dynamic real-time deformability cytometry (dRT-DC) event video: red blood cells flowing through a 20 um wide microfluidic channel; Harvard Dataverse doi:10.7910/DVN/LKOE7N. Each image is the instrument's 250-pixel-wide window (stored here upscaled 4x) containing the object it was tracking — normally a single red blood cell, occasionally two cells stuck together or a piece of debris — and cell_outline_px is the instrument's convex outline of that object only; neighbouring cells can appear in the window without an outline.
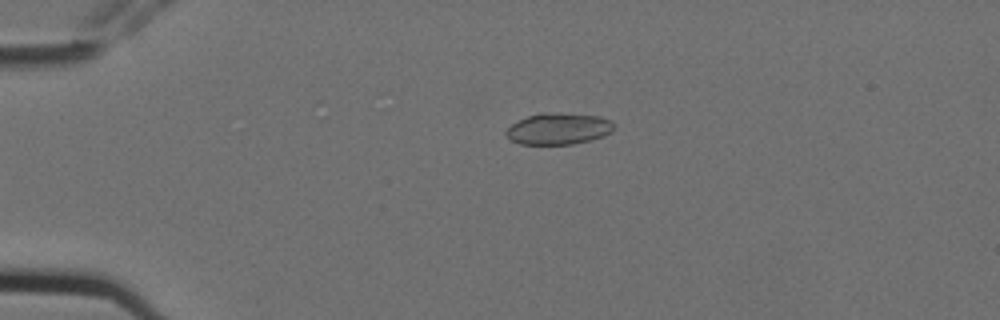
{"species": "Egyptian fruit bat (a non-hibernating species)", "species_latin": "Rousettus aegyptiacus", "temperature_condition": "cold", "stored_images_in_passage": 3, "camera_frame_rate_fps": 3000, "um_per_image_px": 0.085, "animal": {"sex": "female"}, "frame": {"image": 1, "passage_image": 3, "time_ms": 0.667, "image_size_px": [1000, 320], "cell_outline_px": [[616, 124], [612, 132], [604, 136], [572, 144], [520, 144], [512, 140], [504, 132], [512, 124], [528, 116], [540, 112], [544, 112], [600, 116], [612, 120]], "centroid_in_image_um": [47.51, 10.94], "position_along_channel_um": 37.5, "area_um2": 19.71}}